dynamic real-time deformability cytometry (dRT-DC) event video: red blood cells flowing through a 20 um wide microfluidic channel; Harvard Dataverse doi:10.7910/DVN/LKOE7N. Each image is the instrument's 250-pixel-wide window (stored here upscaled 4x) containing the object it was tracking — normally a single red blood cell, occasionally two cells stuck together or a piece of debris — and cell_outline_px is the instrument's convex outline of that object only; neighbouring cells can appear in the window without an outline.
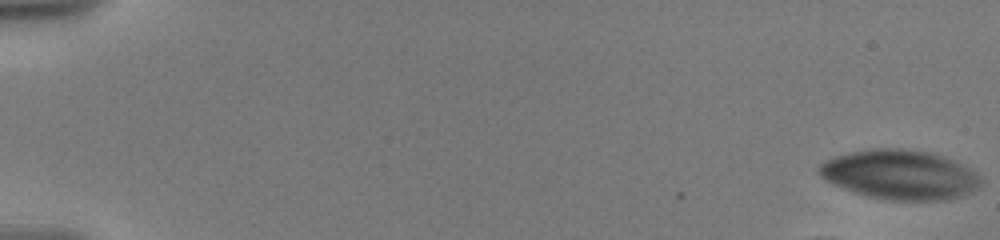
{"species": "human", "species_latin": "Homo sapiens", "temperature_condition": "warm", "stored_images_in_passage": 23, "camera_frame_rate_fps": 3000, "um_per_image_px": 0.085, "donor": {"sex": "male"}, "frame": {"image": 1, "passage_image": 1, "time_ms": 0.0, "image_size_px": [1000, 240], "cell_outline_px": [[980, 184], [972, 192], [960, 196], [944, 200], [892, 200], [872, 196], [856, 192], [836, 184], [820, 176], [820, 164], [836, 156], [852, 152], [872, 148], [900, 148], [924, 152], [940, 156], [952, 160], [976, 172], [980, 176]], "centroid_in_image_um": [76.53, 14.85], "position_along_channel_um": 8.5, "area_um2": 45.49}}